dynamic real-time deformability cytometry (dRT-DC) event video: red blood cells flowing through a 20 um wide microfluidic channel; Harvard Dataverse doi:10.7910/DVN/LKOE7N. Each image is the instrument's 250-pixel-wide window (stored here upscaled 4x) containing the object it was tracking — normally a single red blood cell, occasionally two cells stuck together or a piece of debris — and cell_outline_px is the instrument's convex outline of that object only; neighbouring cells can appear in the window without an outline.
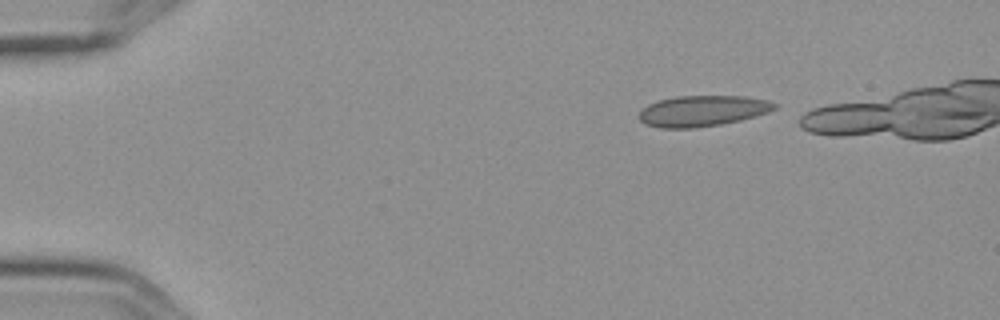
{"species": "Egyptian fruit bat (a non-hibernating species)", "species_latin": "Rousettus aegyptiacus", "temperature_condition": "cold", "stored_images_in_passage": 9, "camera_frame_rate_fps": 3000, "um_per_image_px": 0.085, "frame": {"image": 1, "passage_image": 1, "time_ms": 0.0, "image_size_px": [1000, 320], "cell_outline_px": [[776, 108], [768, 112], [756, 116], [740, 120], [720, 124], [696, 128], [660, 128], [644, 124], [636, 116], [648, 104], [660, 100], [676, 96], [744, 96], [768, 100], [776, 104]], "centroid_in_image_um": [59.69, 9.43], "position_along_channel_um": 25.3, "area_um2": 24.39}}
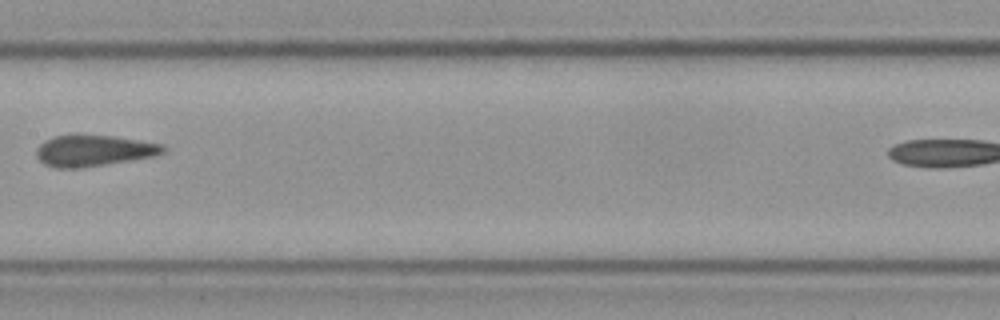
{"frame": {"image": 2, "passage_image": 7, "time_ms": 2.0, "image_size_px": [1000, 320], "cell_outline_px": [[168, 148], [164, 152], [152, 156], [132, 160], [80, 168], [56, 168], [44, 164], [36, 156], [36, 148], [44, 140], [56, 136], [116, 136], [164, 144]], "centroid_in_image_um": [7.98, 12.81], "position_along_channel_um": 199.4, "area_um2": 22.89}}
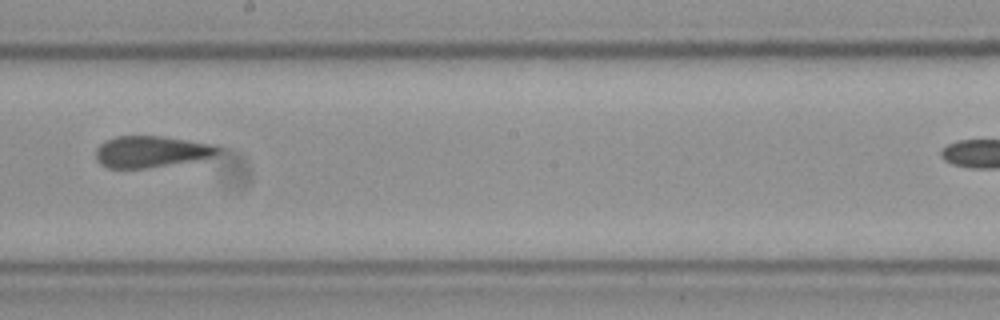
{"frame": {"image": 3, "passage_image": 8, "time_ms": 2.333, "image_size_px": [1000, 320], "cell_outline_px": [[224, 148], [220, 152], [212, 156], [192, 160], [148, 168], [108, 168], [100, 164], [96, 160], [96, 148], [104, 140], [116, 136], [160, 136], [216, 144]], "centroid_in_image_um": [12.83, 12.88], "position_along_channel_um": 235.4, "area_um2": 22.43}}